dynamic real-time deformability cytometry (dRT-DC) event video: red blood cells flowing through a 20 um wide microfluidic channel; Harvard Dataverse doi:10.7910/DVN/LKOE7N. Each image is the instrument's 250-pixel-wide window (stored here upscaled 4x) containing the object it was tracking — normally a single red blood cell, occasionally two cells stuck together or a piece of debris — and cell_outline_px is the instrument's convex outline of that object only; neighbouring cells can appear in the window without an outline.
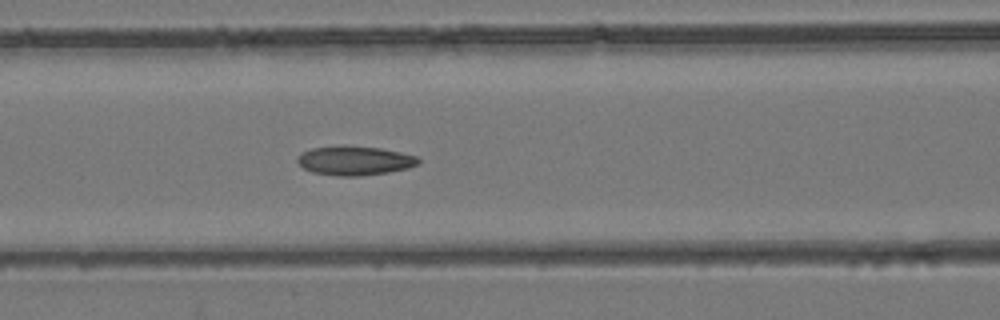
{"species": "common noctule bat (a hibernating species)", "species_latin": "Nyctalus noctula", "temperature_condition": "room temperature", "stored_images_in_passage": 23, "camera_frame_rate_fps": 3000, "um_per_image_px": 0.085, "animal": {"sex": "female", "body_mass_g": 24.6, "forearm_length_mm": 56.2}, "frame": {"image": 1, "passage_image": 20, "time_ms": 6.333, "image_size_px": [1000, 320], "cell_outline_px": [[420, 164], [408, 168], [388, 172], [360, 176], [336, 176], [312, 172], [304, 168], [296, 160], [300, 152], [312, 148], [344, 144], [380, 148], [400, 152], [416, 156], [420, 160]], "centroid_in_image_um": [30.13, 13.64], "position_along_channel_um": 136.5, "area_um2": 20.87}}
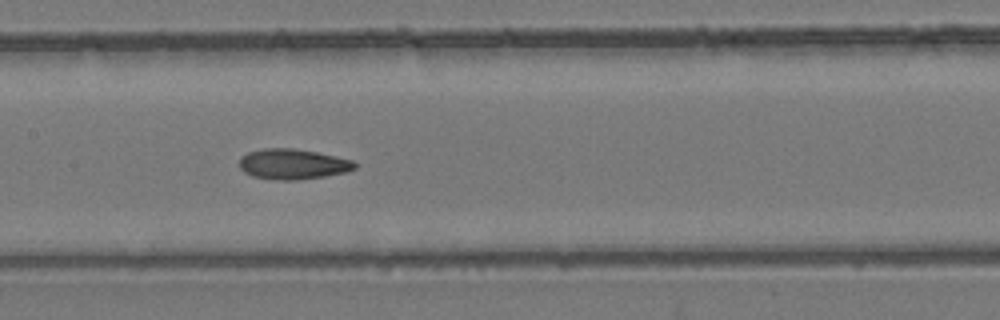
{"frame": {"image": 2, "passage_image": 23, "time_ms": 7.333, "image_size_px": [1000, 320], "cell_outline_px": [[356, 168], [348, 172], [324, 176], [296, 180], [276, 180], [252, 176], [244, 172], [240, 168], [240, 156], [248, 152], [264, 148], [292, 148], [316, 152], [352, 160], [356, 164]], "centroid_in_image_um": [24.87, 13.95], "position_along_channel_um": 182.5, "area_um2": 20.4}}